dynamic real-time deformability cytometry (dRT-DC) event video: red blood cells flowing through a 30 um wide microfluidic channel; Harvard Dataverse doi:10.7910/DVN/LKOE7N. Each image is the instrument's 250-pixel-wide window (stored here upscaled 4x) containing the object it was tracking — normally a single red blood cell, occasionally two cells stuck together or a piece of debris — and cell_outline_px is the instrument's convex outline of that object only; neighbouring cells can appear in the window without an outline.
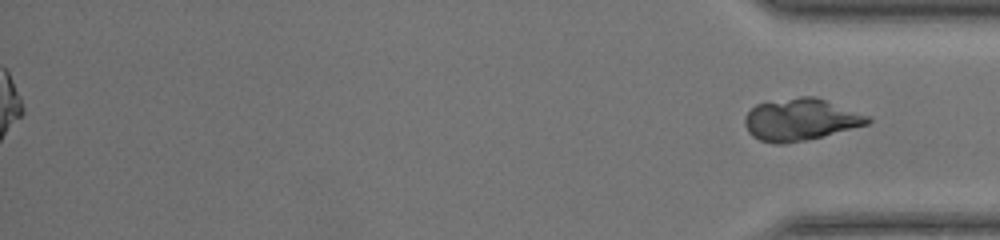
{"species": "common noctule bat (a hibernating species)", "species_latin": "Nyctalus noctula", "temperature_condition": "warm", "stored_images_in_passage": 45, "segment_of_instrument_passage": [2, 2], "camera_frame_rate_fps": 3000, "um_per_image_px": 0.085, "animal": {"sex": "female", "body_mass_g": 17.0, "forearm_length_mm": 48.0}, "frame": {"image": 1, "passage_image": 45, "time_ms": 14.667, "image_size_px": [1000, 240], "cell_outline_px": [[872, 120], [868, 124], [824, 136], [784, 144], [772, 144], [760, 140], [752, 136], [748, 132], [744, 124], [744, 120], [748, 112], [756, 104], [800, 96], [816, 96], [872, 116]], "centroid_in_image_um": [68.08, 10.16], "position_along_channel_um": 367.1, "area_um2": 30.29}}